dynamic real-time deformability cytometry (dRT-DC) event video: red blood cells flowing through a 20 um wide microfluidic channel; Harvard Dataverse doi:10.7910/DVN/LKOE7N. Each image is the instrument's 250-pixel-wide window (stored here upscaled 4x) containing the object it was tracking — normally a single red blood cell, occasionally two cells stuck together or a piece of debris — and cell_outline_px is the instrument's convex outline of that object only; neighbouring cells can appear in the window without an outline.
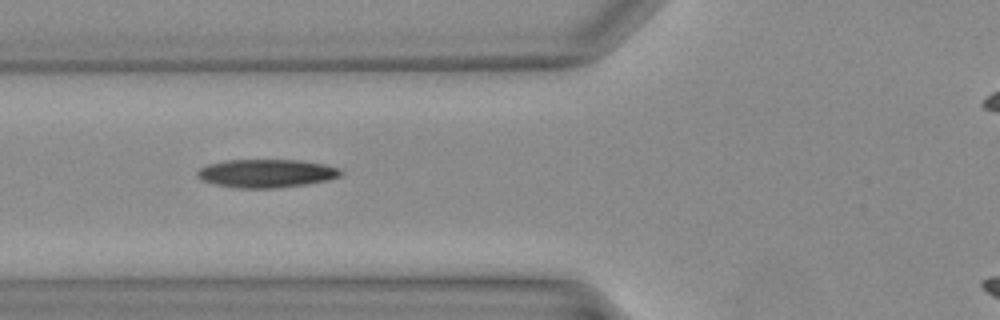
{"species": "Egyptian fruit bat (a non-hibernating species)", "species_latin": "Rousettus aegyptiacus", "temperature_condition": "warm", "stored_images_in_passage": 23, "camera_frame_rate_fps": 3000, "um_per_image_px": 0.085, "animal": {"sex": "female"}, "frame": {"image": 1, "passage_image": 7, "time_ms": 2.0, "image_size_px": [1000, 320], "cell_outline_px": [[344, 172], [340, 176], [328, 180], [308, 184], [272, 188], [236, 188], [216, 184], [200, 180], [196, 176], [196, 172], [200, 168], [208, 164], [228, 160], [296, 160], [324, 164], [340, 168]], "centroid_in_image_um": [22.64, 14.74], "position_along_channel_um": 103.2, "area_um2": 23.7}}